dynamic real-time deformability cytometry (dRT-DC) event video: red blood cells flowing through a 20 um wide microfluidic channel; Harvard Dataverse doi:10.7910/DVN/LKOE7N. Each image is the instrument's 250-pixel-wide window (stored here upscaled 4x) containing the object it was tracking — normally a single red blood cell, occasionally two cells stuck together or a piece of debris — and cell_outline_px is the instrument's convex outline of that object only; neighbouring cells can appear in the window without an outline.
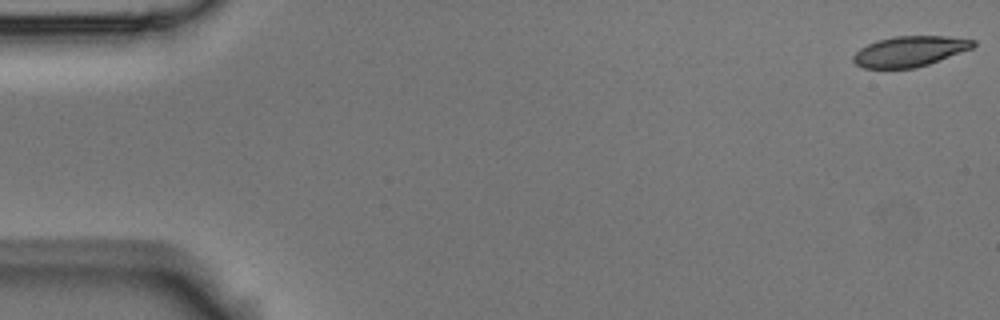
{"species": "Egyptian fruit bat (a non-hibernating species)", "species_latin": "Rousettus aegyptiacus", "temperature_condition": "room temperature", "stored_images_in_passage": 6, "camera_frame_rate_fps": 3000, "um_per_image_px": 0.085, "animal": {"sex": "male"}, "frame": {"image": 1, "passage_image": 1, "time_ms": 0.0, "image_size_px": [1000, 320], "cell_outline_px": [[976, 44], [972, 48], [928, 64], [916, 68], [864, 68], [856, 64], [852, 60], [852, 56], [860, 48], [876, 40], [896, 36], [948, 36], [976, 40]], "centroid_in_image_um": [77.31, 4.36], "position_along_channel_um": 7.7, "area_um2": 21.21}}
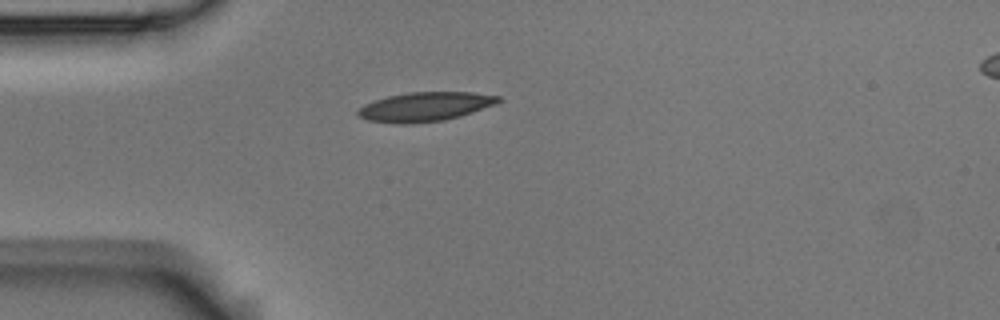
{"frame": {"image": 2, "passage_image": 5, "time_ms": 1.333, "image_size_px": [1000, 320], "cell_outline_px": [[504, 100], [496, 104], [460, 116], [444, 120], [412, 124], [400, 124], [368, 120], [356, 116], [356, 112], [364, 104], [388, 96], [408, 92], [472, 92], [500, 96]], "centroid_in_image_um": [36.14, 9.07], "position_along_channel_um": 48.9, "area_um2": 23.99}}